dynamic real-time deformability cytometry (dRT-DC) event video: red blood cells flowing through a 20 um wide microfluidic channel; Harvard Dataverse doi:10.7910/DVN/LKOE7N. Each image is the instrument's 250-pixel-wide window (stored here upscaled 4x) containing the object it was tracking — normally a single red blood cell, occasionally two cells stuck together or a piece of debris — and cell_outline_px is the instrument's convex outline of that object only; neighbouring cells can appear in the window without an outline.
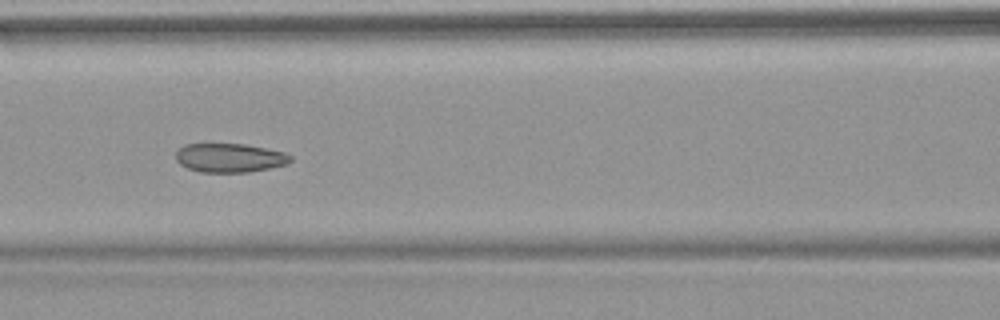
{"species": "common noctule bat (a hibernating species)", "species_latin": "Nyctalus noctula", "temperature_condition": "warm", "stored_images_in_passage": 7, "camera_frame_rate_fps": 3000, "um_per_image_px": 0.085, "animal": {"sex": "female", "body_mass_g": 18.4}, "frame": {"image": 1, "passage_image": 7, "time_ms": 7.0, "image_size_px": [1000, 320], "cell_outline_px": [[292, 160], [288, 164], [248, 172], [200, 172], [188, 168], [180, 164], [176, 160], [176, 152], [184, 144], [244, 144], [284, 152], [292, 156]], "centroid_in_image_um": [19.52, 13.42], "position_along_channel_um": 147.1, "area_um2": 19.25}}